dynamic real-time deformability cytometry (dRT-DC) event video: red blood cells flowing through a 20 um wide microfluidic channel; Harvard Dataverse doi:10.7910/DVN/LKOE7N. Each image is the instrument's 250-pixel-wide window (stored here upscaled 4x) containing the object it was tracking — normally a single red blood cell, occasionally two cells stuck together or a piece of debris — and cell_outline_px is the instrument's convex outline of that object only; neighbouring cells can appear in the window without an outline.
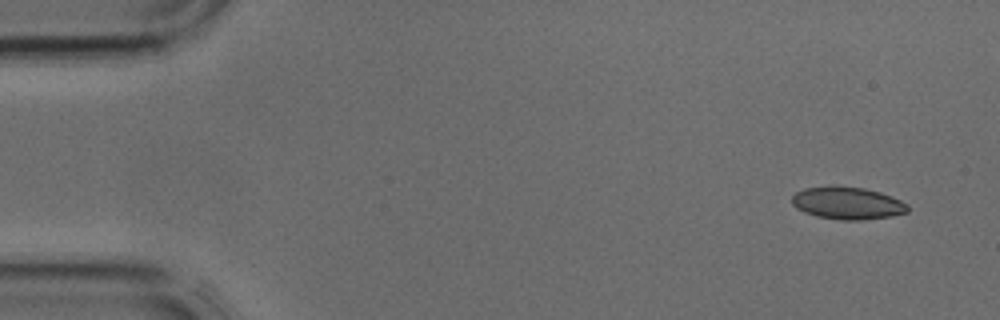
{"species": "common noctule bat (a hibernating species)", "species_latin": "Nyctalus noctula", "temperature_condition": "cold", "stored_images_in_passage": 3, "camera_frame_rate_fps": 3000, "um_per_image_px": 0.085, "animal": {"sex": "male", "body_mass_g": 17.9, "forearm_length_mm": 54.2}, "frame": {"image": 1, "passage_image": 1, "time_ms": 0.0, "image_size_px": [1000, 320], "cell_outline_px": [[908, 212], [892, 216], [860, 220], [840, 220], [816, 216], [804, 212], [796, 208], [792, 204], [792, 196], [796, 192], [804, 188], [832, 184], [864, 188], [880, 192], [892, 196], [908, 204]], "centroid_in_image_um": [72.01, 17.24], "position_along_channel_um": 13.0, "area_um2": 22.25}}